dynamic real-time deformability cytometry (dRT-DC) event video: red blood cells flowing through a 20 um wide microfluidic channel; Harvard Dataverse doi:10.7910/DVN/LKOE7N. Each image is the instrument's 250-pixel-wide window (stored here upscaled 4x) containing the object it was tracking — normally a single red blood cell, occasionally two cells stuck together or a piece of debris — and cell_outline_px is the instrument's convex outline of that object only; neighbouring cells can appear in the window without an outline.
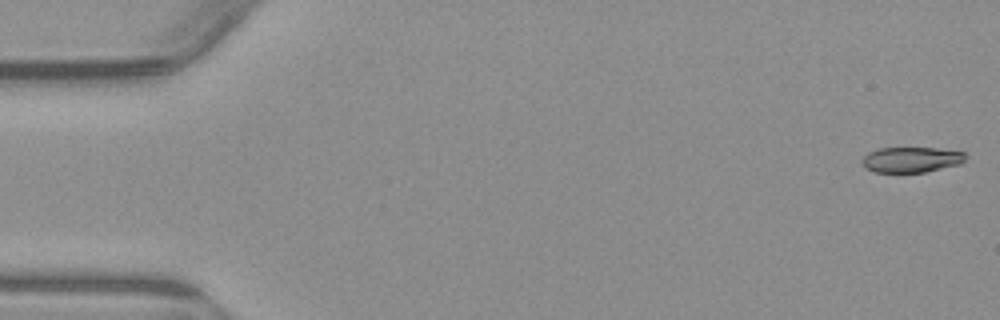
{"species": "common noctule bat (a hibernating species)", "species_latin": "Nyctalus noctula", "temperature_condition": "warm", "stored_images_in_passage": 3, "camera_frame_rate_fps": 3000, "um_per_image_px": 0.085, "animal": {"sex": "male", "body_mass_g": 23.1, "forearm_length_mm": 52.7}, "frame": {"image": 1, "passage_image": 1, "time_ms": 0.0, "image_size_px": [1000, 320], "cell_outline_px": [[968, 156], [960, 164], [924, 172], [876, 172], [864, 168], [860, 160], [868, 152], [880, 148], [936, 148], [964, 152]], "centroid_in_image_um": [77.44, 13.57], "position_along_channel_um": 7.6, "area_um2": 15.37}}
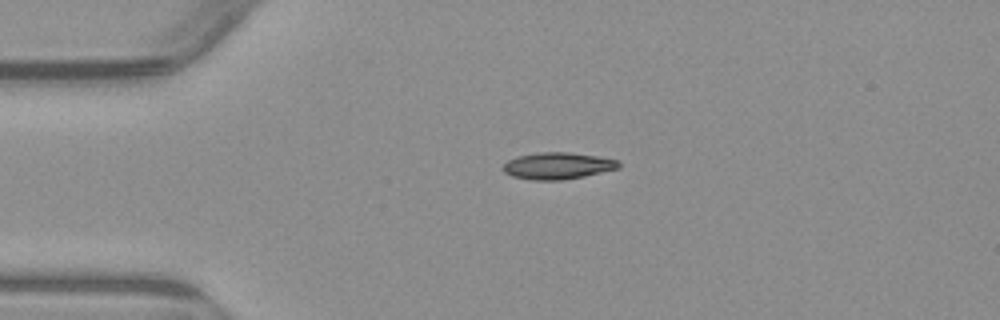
{"frame": {"image": 2, "passage_image": 3, "time_ms": 3.667, "image_size_px": [1000, 320], "cell_outline_px": [[620, 168], [584, 176], [560, 180], [532, 180], [512, 176], [504, 172], [500, 168], [508, 160], [516, 156], [540, 152], [568, 152], [596, 156], [620, 160]], "centroid_in_image_um": [47.38, 14.09], "position_along_channel_um": 37.6, "area_um2": 18.09}}